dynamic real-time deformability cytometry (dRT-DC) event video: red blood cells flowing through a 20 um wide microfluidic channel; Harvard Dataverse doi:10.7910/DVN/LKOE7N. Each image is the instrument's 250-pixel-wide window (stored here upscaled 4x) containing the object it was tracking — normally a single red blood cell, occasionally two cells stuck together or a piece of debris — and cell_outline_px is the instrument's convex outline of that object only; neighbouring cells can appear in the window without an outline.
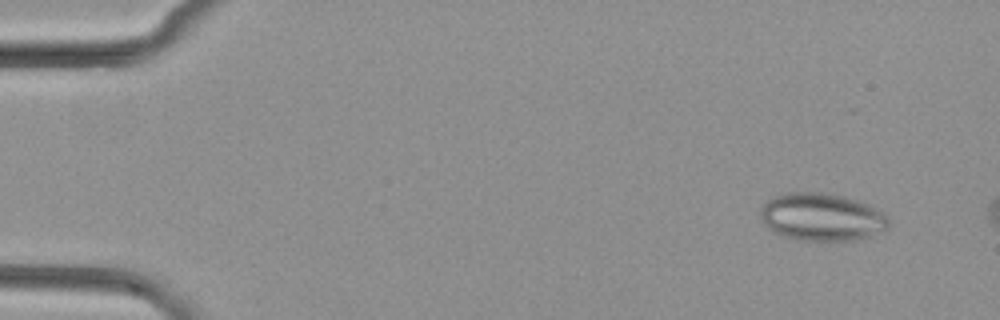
{"species": "common noctule bat (a hibernating species)", "species_latin": "Nyctalus noctula", "temperature_condition": "cold", "stored_images_in_passage": 3, "camera_frame_rate_fps": 3000, "um_per_image_px": 0.085, "animal": {"sex": "female", "body_mass_g": 29.2, "forearm_length_mm": 56.3}, "frame": {"image": 1, "passage_image": 1, "time_ms": 0.0, "image_size_px": [1000, 320], "cell_outline_px": [[892, 224], [888, 228], [868, 236], [856, 240], [796, 240], [784, 236], [768, 228], [764, 224], [760, 216], [760, 208], [768, 200], [784, 192], [824, 192], [844, 196], [868, 204], [888, 216]], "centroid_in_image_um": [69.86, 18.44], "position_along_channel_um": 15.1, "area_um2": 35.72}}